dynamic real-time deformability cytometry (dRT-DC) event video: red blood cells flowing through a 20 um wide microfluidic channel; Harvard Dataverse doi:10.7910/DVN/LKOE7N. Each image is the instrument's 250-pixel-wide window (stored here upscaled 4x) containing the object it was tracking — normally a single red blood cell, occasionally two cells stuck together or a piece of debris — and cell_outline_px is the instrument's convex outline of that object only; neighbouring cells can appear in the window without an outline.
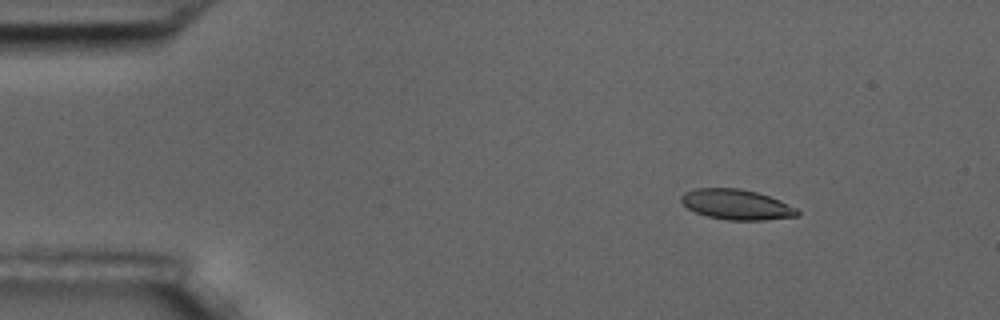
{"species": "common noctule bat (a hibernating species)", "species_latin": "Nyctalus noctula", "temperature_condition": "room temperature", "stored_images_in_passage": 5, "camera_frame_rate_fps": 3000, "um_per_image_px": 0.085, "animal": {"sex": "male", "body_mass_g": 17.5, "forearm_length_mm": 52.3}, "frame": {"image": 1, "passage_image": 3, "time_ms": 2.333, "image_size_px": [1000, 320], "cell_outline_px": [[800, 216], [764, 220], [728, 220], [708, 216], [696, 212], [688, 208], [680, 200], [680, 196], [684, 192], [696, 188], [740, 188], [756, 192], [780, 200], [796, 208], [800, 212]], "centroid_in_image_um": [62.61, 17.38], "position_along_channel_um": 22.4, "area_um2": 20.46}}
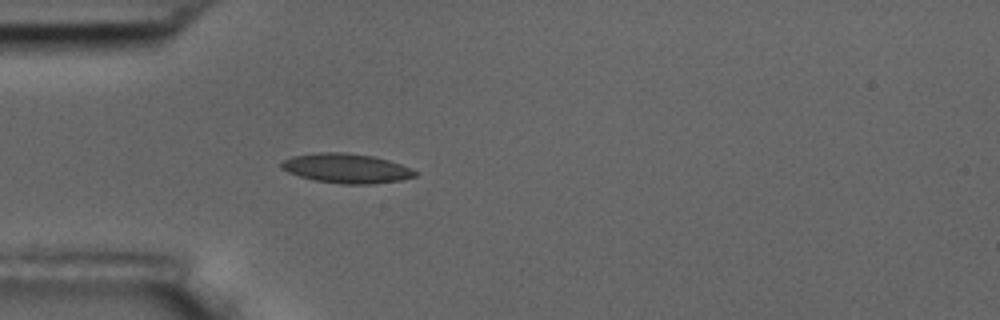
{"frame": {"image": 2, "passage_image": 5, "time_ms": 5.333, "image_size_px": [1000, 320], "cell_outline_px": [[420, 172], [416, 176], [400, 180], [372, 184], [340, 184], [316, 180], [300, 176], [288, 172], [280, 168], [280, 164], [284, 160], [292, 156], [320, 152], [344, 152], [372, 156], [388, 160], [400, 164]], "centroid_in_image_um": [29.45, 14.31], "position_along_channel_um": 55.5, "area_um2": 22.95}}